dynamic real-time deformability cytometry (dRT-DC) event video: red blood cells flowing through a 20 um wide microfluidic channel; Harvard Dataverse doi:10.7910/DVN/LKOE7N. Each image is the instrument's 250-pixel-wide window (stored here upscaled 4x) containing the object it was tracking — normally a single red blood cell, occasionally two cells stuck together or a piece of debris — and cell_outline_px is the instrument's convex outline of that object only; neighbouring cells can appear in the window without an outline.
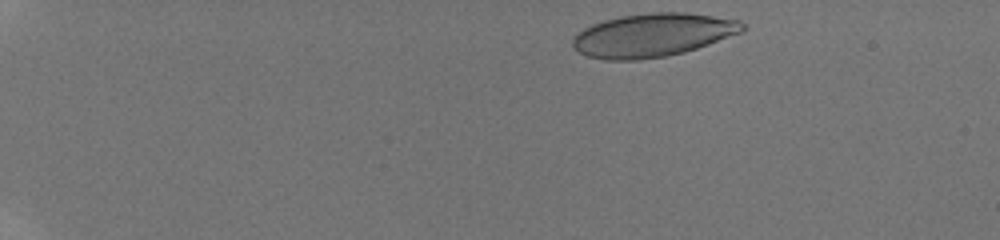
{"species": "human", "species_latin": "Homo sapiens", "temperature_condition": "room temperature", "stored_images_in_passage": 9, "segment_of_instrument_passage": [1, 2], "camera_frame_rate_fps": 3000, "um_per_image_px": 0.085, "donor": {"sex": "male"}, "frame": {"image": 1, "passage_image": 1, "time_ms": 0.0, "image_size_px": [1000, 240], "cell_outline_px": [[748, 28], [744, 32], [684, 52], [664, 56], [636, 60], [604, 60], [588, 56], [572, 48], [572, 36], [584, 28], [592, 24], [604, 20], [620, 16], [652, 12], [684, 12], [740, 20]], "centroid_in_image_um": [55.48, 2.98], "position_along_channel_um": 29.5, "area_um2": 43.06}}
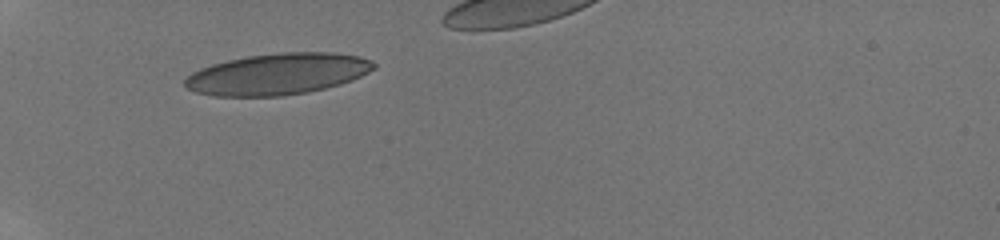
{"frame": {"image": 2, "passage_image": 5, "time_ms": 3.333, "image_size_px": [1000, 240], "cell_outline_px": [[376, 68], [352, 80], [340, 84], [308, 92], [280, 96], [212, 96], [196, 92], [184, 88], [184, 80], [192, 72], [200, 68], [212, 64], [228, 60], [248, 56], [280, 52], [332, 52], [360, 56], [372, 60], [376, 64]], "centroid_in_image_um": [23.59, 6.29], "position_along_channel_um": 61.4, "area_um2": 45.66}}
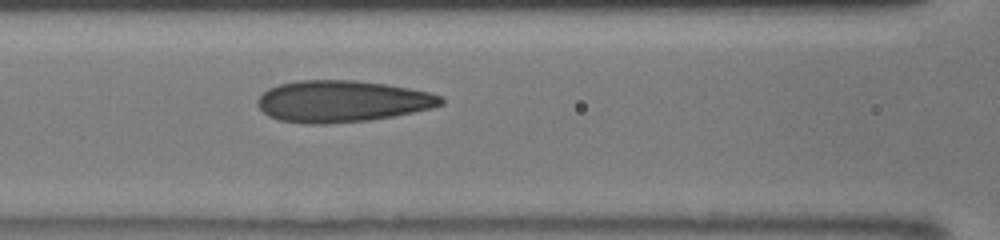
{"frame": {"image": 3, "passage_image": 8, "time_ms": 5.667, "image_size_px": [1000, 240], "cell_outline_px": [[444, 104], [432, 108], [392, 116], [368, 120], [324, 124], [304, 124], [280, 120], [268, 116], [256, 104], [256, 100], [268, 88], [280, 84], [296, 80], [356, 80], [384, 84], [408, 88], [428, 92], [444, 96]], "centroid_in_image_um": [29.06, 8.61], "position_along_channel_um": 137.5, "area_um2": 44.51}}